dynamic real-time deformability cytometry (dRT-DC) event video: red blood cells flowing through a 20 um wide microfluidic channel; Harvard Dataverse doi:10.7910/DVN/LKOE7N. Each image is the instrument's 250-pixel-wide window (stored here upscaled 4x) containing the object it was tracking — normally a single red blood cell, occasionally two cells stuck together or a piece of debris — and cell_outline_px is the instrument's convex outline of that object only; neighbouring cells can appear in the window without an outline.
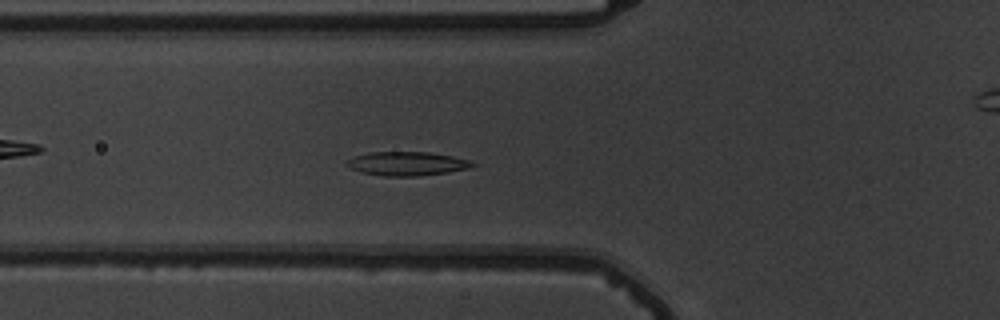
{"species": "common noctule bat (a hibernating species)", "species_latin": "Nyctalus noctula", "temperature_condition": "warm", "stored_images_in_passage": 54, "segment_of_instrument_passage": [1, 2], "camera_frame_rate_fps": 3000, "um_per_image_px": 0.085, "animal": {"sex": "male", "body_mass_g": 19.5, "forearm_length_mm": 54.6}, "frame": {"image": 1, "passage_image": 18, "time_ms": 5.667, "image_size_px": [1000, 320], "cell_outline_px": [[476, 164], [468, 168], [448, 172], [420, 176], [384, 176], [360, 172], [348, 168], [344, 164], [352, 156], [368, 152], [428, 152], [452, 156], [468, 160]], "centroid_in_image_um": [34.51, 13.91], "position_along_channel_um": 91.3, "area_um2": 17.57}}
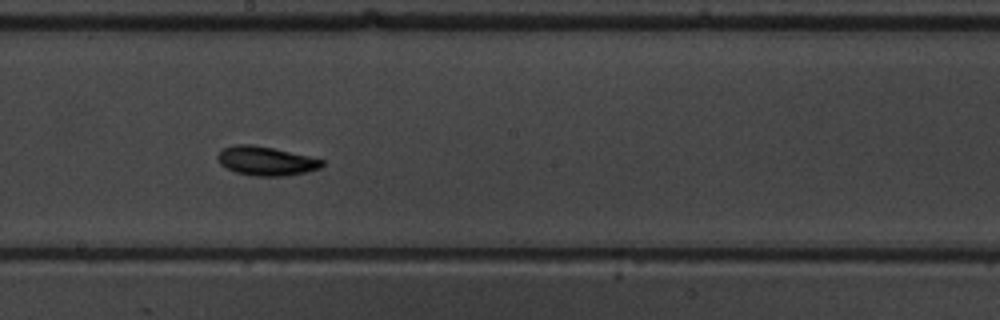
{"frame": {"image": 2, "passage_image": 29, "time_ms": 9.333, "image_size_px": [1000, 320], "cell_outline_px": [[324, 164], [320, 168], [304, 172], [284, 176], [256, 176], [236, 172], [220, 164], [216, 156], [224, 148], [236, 144], [252, 144], [272, 148], [308, 156], [324, 160]], "centroid_in_image_um": [22.6, 13.68], "position_along_channel_um": 225.6, "area_um2": 17.4}}
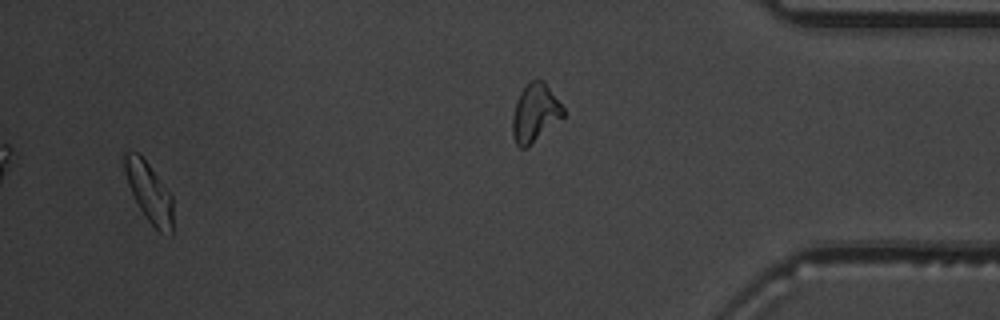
{"frame": {"image": 3, "passage_image": 51, "time_ms": 16.667, "image_size_px": [1000, 320], "cell_outline_px": [[172, 236], [160, 232], [148, 220], [140, 208], [128, 184], [124, 172], [124, 152], [140, 152], [172, 196]], "centroid_in_image_um": [12.67, 16.31], "position_along_channel_um": 422.5, "area_um2": 16.59}}